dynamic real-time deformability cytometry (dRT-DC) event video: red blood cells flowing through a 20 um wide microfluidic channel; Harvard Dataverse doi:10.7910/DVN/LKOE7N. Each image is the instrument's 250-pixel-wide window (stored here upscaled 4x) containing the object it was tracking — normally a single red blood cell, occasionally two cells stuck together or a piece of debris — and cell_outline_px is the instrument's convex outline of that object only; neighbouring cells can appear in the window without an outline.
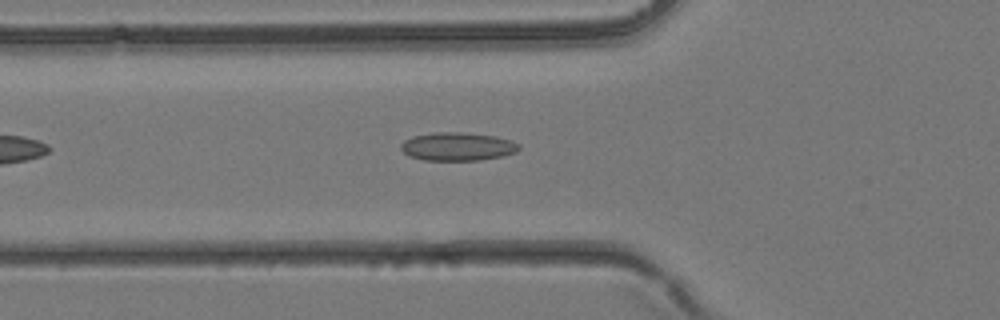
{"species": "common noctule bat (a hibernating species)", "species_latin": "Nyctalus noctula", "temperature_condition": "room temperature", "stored_images_in_passage": 26, "camera_frame_rate_fps": 3000, "um_per_image_px": 0.085, "animal": {"sex": "female", "body_mass_g": 24.6, "forearm_length_mm": 56.2}, "frame": {"image": 1, "passage_image": 5, "time_ms": 1.333, "image_size_px": [1000, 320], "cell_outline_px": [[520, 148], [516, 152], [504, 156], [480, 160], [424, 160], [412, 156], [404, 152], [400, 148], [400, 144], [404, 140], [412, 136], [436, 132], [460, 132], [496, 136], [512, 140], [520, 144]], "centroid_in_image_um": [38.92, 12.45], "position_along_channel_um": 86.9, "area_um2": 19.54}}
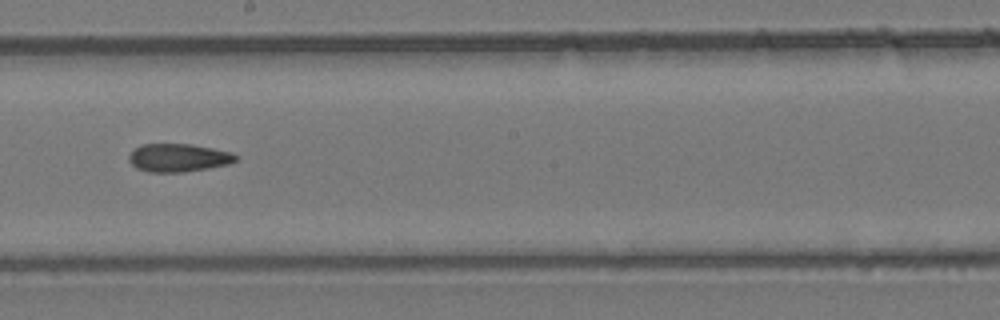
{"frame": {"image": 2, "passage_image": 13, "time_ms": 4.0, "image_size_px": [1000, 320], "cell_outline_px": [[236, 160], [228, 164], [208, 168], [184, 172], [148, 172], [136, 168], [128, 160], [128, 156], [140, 144], [192, 144], [232, 152], [236, 156]], "centroid_in_image_um": [15.14, 13.41], "position_along_channel_um": 233.1, "area_um2": 17.46}}
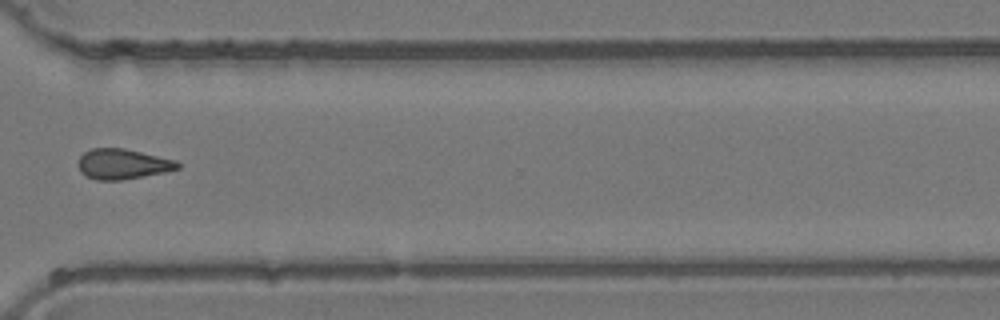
{"frame": {"image": 3, "passage_image": 20, "time_ms": 6.333, "image_size_px": [1000, 320], "cell_outline_px": [[180, 168], [164, 172], [120, 180], [96, 180], [84, 176], [80, 172], [76, 164], [80, 156], [84, 152], [92, 148], [124, 148], [176, 160], [180, 164]], "centroid_in_image_um": [10.37, 13.94], "position_along_channel_um": 360.2, "area_um2": 17.63}}